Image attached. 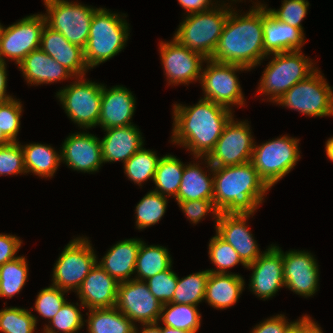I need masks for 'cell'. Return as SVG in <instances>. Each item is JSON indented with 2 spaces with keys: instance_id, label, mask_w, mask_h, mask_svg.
<instances>
[{
  "instance_id": "32",
  "label": "cell",
  "mask_w": 333,
  "mask_h": 333,
  "mask_svg": "<svg viewBox=\"0 0 333 333\" xmlns=\"http://www.w3.org/2000/svg\"><path fill=\"white\" fill-rule=\"evenodd\" d=\"M87 323L88 333H134L135 326L116 307L89 309Z\"/></svg>"
},
{
  "instance_id": "17",
  "label": "cell",
  "mask_w": 333,
  "mask_h": 333,
  "mask_svg": "<svg viewBox=\"0 0 333 333\" xmlns=\"http://www.w3.org/2000/svg\"><path fill=\"white\" fill-rule=\"evenodd\" d=\"M246 268L252 270L248 286L261 300L271 299L280 288L285 287L282 249L275 244H271Z\"/></svg>"
},
{
  "instance_id": "21",
  "label": "cell",
  "mask_w": 333,
  "mask_h": 333,
  "mask_svg": "<svg viewBox=\"0 0 333 333\" xmlns=\"http://www.w3.org/2000/svg\"><path fill=\"white\" fill-rule=\"evenodd\" d=\"M119 283L97 263L84 278L78 290L81 308H111L116 306Z\"/></svg>"
},
{
  "instance_id": "8",
  "label": "cell",
  "mask_w": 333,
  "mask_h": 333,
  "mask_svg": "<svg viewBox=\"0 0 333 333\" xmlns=\"http://www.w3.org/2000/svg\"><path fill=\"white\" fill-rule=\"evenodd\" d=\"M333 87L317 69L286 91L275 103L310 117L333 116Z\"/></svg>"
},
{
  "instance_id": "33",
  "label": "cell",
  "mask_w": 333,
  "mask_h": 333,
  "mask_svg": "<svg viewBox=\"0 0 333 333\" xmlns=\"http://www.w3.org/2000/svg\"><path fill=\"white\" fill-rule=\"evenodd\" d=\"M185 164L174 155H165L160 158L153 183V191L165 196H177V192L182 180Z\"/></svg>"
},
{
  "instance_id": "11",
  "label": "cell",
  "mask_w": 333,
  "mask_h": 333,
  "mask_svg": "<svg viewBox=\"0 0 333 333\" xmlns=\"http://www.w3.org/2000/svg\"><path fill=\"white\" fill-rule=\"evenodd\" d=\"M87 237L71 240L57 259L52 274V284L67 292H76L97 263V256Z\"/></svg>"
},
{
  "instance_id": "1",
  "label": "cell",
  "mask_w": 333,
  "mask_h": 333,
  "mask_svg": "<svg viewBox=\"0 0 333 333\" xmlns=\"http://www.w3.org/2000/svg\"><path fill=\"white\" fill-rule=\"evenodd\" d=\"M173 105L171 143L187 148L193 157H207L234 116L233 110L202 97L193 106Z\"/></svg>"
},
{
  "instance_id": "25",
  "label": "cell",
  "mask_w": 333,
  "mask_h": 333,
  "mask_svg": "<svg viewBox=\"0 0 333 333\" xmlns=\"http://www.w3.org/2000/svg\"><path fill=\"white\" fill-rule=\"evenodd\" d=\"M105 136L100 140L103 163L130 159L142 146V133L136 125L104 129Z\"/></svg>"
},
{
  "instance_id": "57",
  "label": "cell",
  "mask_w": 333,
  "mask_h": 333,
  "mask_svg": "<svg viewBox=\"0 0 333 333\" xmlns=\"http://www.w3.org/2000/svg\"><path fill=\"white\" fill-rule=\"evenodd\" d=\"M11 141L2 133L0 129V147L10 144Z\"/></svg>"
},
{
  "instance_id": "41",
  "label": "cell",
  "mask_w": 333,
  "mask_h": 333,
  "mask_svg": "<svg viewBox=\"0 0 333 333\" xmlns=\"http://www.w3.org/2000/svg\"><path fill=\"white\" fill-rule=\"evenodd\" d=\"M68 301L61 307L59 312L52 318L48 325L44 326L43 333H78L85 325V320L80 311V305Z\"/></svg>"
},
{
  "instance_id": "16",
  "label": "cell",
  "mask_w": 333,
  "mask_h": 333,
  "mask_svg": "<svg viewBox=\"0 0 333 333\" xmlns=\"http://www.w3.org/2000/svg\"><path fill=\"white\" fill-rule=\"evenodd\" d=\"M162 305L150 292L145 281L132 279L118 285L115 307L134 324L157 323Z\"/></svg>"
},
{
  "instance_id": "12",
  "label": "cell",
  "mask_w": 333,
  "mask_h": 333,
  "mask_svg": "<svg viewBox=\"0 0 333 333\" xmlns=\"http://www.w3.org/2000/svg\"><path fill=\"white\" fill-rule=\"evenodd\" d=\"M206 62V68L202 69L199 82L204 92L203 99L213 101L231 110L232 106L245 105L246 99L236 73L250 70L240 65L218 63L211 59H207Z\"/></svg>"
},
{
  "instance_id": "26",
  "label": "cell",
  "mask_w": 333,
  "mask_h": 333,
  "mask_svg": "<svg viewBox=\"0 0 333 333\" xmlns=\"http://www.w3.org/2000/svg\"><path fill=\"white\" fill-rule=\"evenodd\" d=\"M23 78L31 86L51 84L75 76L40 48L31 51L18 65Z\"/></svg>"
},
{
  "instance_id": "39",
  "label": "cell",
  "mask_w": 333,
  "mask_h": 333,
  "mask_svg": "<svg viewBox=\"0 0 333 333\" xmlns=\"http://www.w3.org/2000/svg\"><path fill=\"white\" fill-rule=\"evenodd\" d=\"M208 249L209 259L211 263L217 267V269H207L211 273H232L229 272L228 269L235 267L240 263L244 268L247 267L235 249L229 243L224 241L217 233L210 239Z\"/></svg>"
},
{
  "instance_id": "3",
  "label": "cell",
  "mask_w": 333,
  "mask_h": 333,
  "mask_svg": "<svg viewBox=\"0 0 333 333\" xmlns=\"http://www.w3.org/2000/svg\"><path fill=\"white\" fill-rule=\"evenodd\" d=\"M213 177V201L220 213L253 215L270 190L251 162L213 167Z\"/></svg>"
},
{
  "instance_id": "37",
  "label": "cell",
  "mask_w": 333,
  "mask_h": 333,
  "mask_svg": "<svg viewBox=\"0 0 333 333\" xmlns=\"http://www.w3.org/2000/svg\"><path fill=\"white\" fill-rule=\"evenodd\" d=\"M208 276L209 271L203 270L181 279L178 277L171 303L198 306L200 302L204 301Z\"/></svg>"
},
{
  "instance_id": "20",
  "label": "cell",
  "mask_w": 333,
  "mask_h": 333,
  "mask_svg": "<svg viewBox=\"0 0 333 333\" xmlns=\"http://www.w3.org/2000/svg\"><path fill=\"white\" fill-rule=\"evenodd\" d=\"M251 216L252 214L220 213L215 229L216 233L235 249L246 265L256 261L262 254L247 226Z\"/></svg>"
},
{
  "instance_id": "29",
  "label": "cell",
  "mask_w": 333,
  "mask_h": 333,
  "mask_svg": "<svg viewBox=\"0 0 333 333\" xmlns=\"http://www.w3.org/2000/svg\"><path fill=\"white\" fill-rule=\"evenodd\" d=\"M244 286L239 274L209 272L204 300L213 308L225 310L238 302Z\"/></svg>"
},
{
  "instance_id": "52",
  "label": "cell",
  "mask_w": 333,
  "mask_h": 333,
  "mask_svg": "<svg viewBox=\"0 0 333 333\" xmlns=\"http://www.w3.org/2000/svg\"><path fill=\"white\" fill-rule=\"evenodd\" d=\"M322 328L312 320L310 316L304 315V333H323Z\"/></svg>"
},
{
  "instance_id": "35",
  "label": "cell",
  "mask_w": 333,
  "mask_h": 333,
  "mask_svg": "<svg viewBox=\"0 0 333 333\" xmlns=\"http://www.w3.org/2000/svg\"><path fill=\"white\" fill-rule=\"evenodd\" d=\"M28 263L25 256L0 266V297L12 298L21 292L28 279Z\"/></svg>"
},
{
  "instance_id": "31",
  "label": "cell",
  "mask_w": 333,
  "mask_h": 333,
  "mask_svg": "<svg viewBox=\"0 0 333 333\" xmlns=\"http://www.w3.org/2000/svg\"><path fill=\"white\" fill-rule=\"evenodd\" d=\"M170 252L164 246L148 245L141 242L135 263L134 279L145 281L158 273L168 270L173 262Z\"/></svg>"
},
{
  "instance_id": "14",
  "label": "cell",
  "mask_w": 333,
  "mask_h": 333,
  "mask_svg": "<svg viewBox=\"0 0 333 333\" xmlns=\"http://www.w3.org/2000/svg\"><path fill=\"white\" fill-rule=\"evenodd\" d=\"M46 24L44 15L26 16L8 27H1L0 60L15 61L17 66L33 50L40 48L41 33Z\"/></svg>"
},
{
  "instance_id": "34",
  "label": "cell",
  "mask_w": 333,
  "mask_h": 333,
  "mask_svg": "<svg viewBox=\"0 0 333 333\" xmlns=\"http://www.w3.org/2000/svg\"><path fill=\"white\" fill-rule=\"evenodd\" d=\"M197 306L189 304L166 303L162 305L158 322L164 326L197 333L201 326V314Z\"/></svg>"
},
{
  "instance_id": "53",
  "label": "cell",
  "mask_w": 333,
  "mask_h": 333,
  "mask_svg": "<svg viewBox=\"0 0 333 333\" xmlns=\"http://www.w3.org/2000/svg\"><path fill=\"white\" fill-rule=\"evenodd\" d=\"M142 330H138V327L135 326L134 333H163L162 326L159 325V322L152 324H141Z\"/></svg>"
},
{
  "instance_id": "4",
  "label": "cell",
  "mask_w": 333,
  "mask_h": 333,
  "mask_svg": "<svg viewBox=\"0 0 333 333\" xmlns=\"http://www.w3.org/2000/svg\"><path fill=\"white\" fill-rule=\"evenodd\" d=\"M126 14L98 8L93 14L90 33L84 48V58L89 69L113 58L121 52L130 36Z\"/></svg>"
},
{
  "instance_id": "49",
  "label": "cell",
  "mask_w": 333,
  "mask_h": 333,
  "mask_svg": "<svg viewBox=\"0 0 333 333\" xmlns=\"http://www.w3.org/2000/svg\"><path fill=\"white\" fill-rule=\"evenodd\" d=\"M284 314L269 317L255 325L251 333H284L286 328L292 323L288 322Z\"/></svg>"
},
{
  "instance_id": "38",
  "label": "cell",
  "mask_w": 333,
  "mask_h": 333,
  "mask_svg": "<svg viewBox=\"0 0 333 333\" xmlns=\"http://www.w3.org/2000/svg\"><path fill=\"white\" fill-rule=\"evenodd\" d=\"M167 197L150 190L135 207L136 228L143 230L157 224L166 213Z\"/></svg>"
},
{
  "instance_id": "51",
  "label": "cell",
  "mask_w": 333,
  "mask_h": 333,
  "mask_svg": "<svg viewBox=\"0 0 333 333\" xmlns=\"http://www.w3.org/2000/svg\"><path fill=\"white\" fill-rule=\"evenodd\" d=\"M7 64L0 60V104L13 98L10 94L7 95Z\"/></svg>"
},
{
  "instance_id": "50",
  "label": "cell",
  "mask_w": 333,
  "mask_h": 333,
  "mask_svg": "<svg viewBox=\"0 0 333 333\" xmlns=\"http://www.w3.org/2000/svg\"><path fill=\"white\" fill-rule=\"evenodd\" d=\"M179 5L187 12L185 15L192 13L205 12L212 9L216 3L212 0H178ZM212 5V6H211Z\"/></svg>"
},
{
  "instance_id": "19",
  "label": "cell",
  "mask_w": 333,
  "mask_h": 333,
  "mask_svg": "<svg viewBox=\"0 0 333 333\" xmlns=\"http://www.w3.org/2000/svg\"><path fill=\"white\" fill-rule=\"evenodd\" d=\"M100 138L89 132L69 135L60 151L61 162L84 173L98 172L103 164Z\"/></svg>"
},
{
  "instance_id": "42",
  "label": "cell",
  "mask_w": 333,
  "mask_h": 333,
  "mask_svg": "<svg viewBox=\"0 0 333 333\" xmlns=\"http://www.w3.org/2000/svg\"><path fill=\"white\" fill-rule=\"evenodd\" d=\"M65 293L68 292L53 285L45 287L39 291L33 309L49 322L65 304Z\"/></svg>"
},
{
  "instance_id": "36",
  "label": "cell",
  "mask_w": 333,
  "mask_h": 333,
  "mask_svg": "<svg viewBox=\"0 0 333 333\" xmlns=\"http://www.w3.org/2000/svg\"><path fill=\"white\" fill-rule=\"evenodd\" d=\"M160 156L155 151L143 146L124 163V173L130 181L142 187V183L149 179L154 180Z\"/></svg>"
},
{
  "instance_id": "15",
  "label": "cell",
  "mask_w": 333,
  "mask_h": 333,
  "mask_svg": "<svg viewBox=\"0 0 333 333\" xmlns=\"http://www.w3.org/2000/svg\"><path fill=\"white\" fill-rule=\"evenodd\" d=\"M161 64L169 85L186 84L201 80L203 63L206 58L189 50L172 38V41L159 43Z\"/></svg>"
},
{
  "instance_id": "56",
  "label": "cell",
  "mask_w": 333,
  "mask_h": 333,
  "mask_svg": "<svg viewBox=\"0 0 333 333\" xmlns=\"http://www.w3.org/2000/svg\"><path fill=\"white\" fill-rule=\"evenodd\" d=\"M162 332L163 333H192V332H187L181 329H174L173 327H169V326H164L162 325Z\"/></svg>"
},
{
  "instance_id": "55",
  "label": "cell",
  "mask_w": 333,
  "mask_h": 333,
  "mask_svg": "<svg viewBox=\"0 0 333 333\" xmlns=\"http://www.w3.org/2000/svg\"><path fill=\"white\" fill-rule=\"evenodd\" d=\"M327 157L333 162V137H330L325 143Z\"/></svg>"
},
{
  "instance_id": "54",
  "label": "cell",
  "mask_w": 333,
  "mask_h": 333,
  "mask_svg": "<svg viewBox=\"0 0 333 333\" xmlns=\"http://www.w3.org/2000/svg\"><path fill=\"white\" fill-rule=\"evenodd\" d=\"M284 333H304V316L296 321H293L285 330Z\"/></svg>"
},
{
  "instance_id": "45",
  "label": "cell",
  "mask_w": 333,
  "mask_h": 333,
  "mask_svg": "<svg viewBox=\"0 0 333 333\" xmlns=\"http://www.w3.org/2000/svg\"><path fill=\"white\" fill-rule=\"evenodd\" d=\"M310 3L308 0H283L278 10L267 7V11L277 20L285 22L304 32L301 22L307 15Z\"/></svg>"
},
{
  "instance_id": "10",
  "label": "cell",
  "mask_w": 333,
  "mask_h": 333,
  "mask_svg": "<svg viewBox=\"0 0 333 333\" xmlns=\"http://www.w3.org/2000/svg\"><path fill=\"white\" fill-rule=\"evenodd\" d=\"M46 25L60 32L70 43L85 48L93 14L98 8L68 0H43Z\"/></svg>"
},
{
  "instance_id": "13",
  "label": "cell",
  "mask_w": 333,
  "mask_h": 333,
  "mask_svg": "<svg viewBox=\"0 0 333 333\" xmlns=\"http://www.w3.org/2000/svg\"><path fill=\"white\" fill-rule=\"evenodd\" d=\"M250 125L236 121L234 116L225 125L215 148L207 156L212 167H226L250 162L254 149V138Z\"/></svg>"
},
{
  "instance_id": "44",
  "label": "cell",
  "mask_w": 333,
  "mask_h": 333,
  "mask_svg": "<svg viewBox=\"0 0 333 333\" xmlns=\"http://www.w3.org/2000/svg\"><path fill=\"white\" fill-rule=\"evenodd\" d=\"M145 280L153 296L161 303H171L177 286L178 275L171 269Z\"/></svg>"
},
{
  "instance_id": "28",
  "label": "cell",
  "mask_w": 333,
  "mask_h": 333,
  "mask_svg": "<svg viewBox=\"0 0 333 333\" xmlns=\"http://www.w3.org/2000/svg\"><path fill=\"white\" fill-rule=\"evenodd\" d=\"M197 160L203 159L205 165L210 171L207 174L196 162L185 164L182 180L177 192L175 201H189L200 199H213L214 195V177L213 167L207 157H194ZM212 172V173H211ZM211 175V176H210Z\"/></svg>"
},
{
  "instance_id": "5",
  "label": "cell",
  "mask_w": 333,
  "mask_h": 333,
  "mask_svg": "<svg viewBox=\"0 0 333 333\" xmlns=\"http://www.w3.org/2000/svg\"><path fill=\"white\" fill-rule=\"evenodd\" d=\"M232 5L216 4L212 9L186 15L173 38L189 50L211 59Z\"/></svg>"
},
{
  "instance_id": "6",
  "label": "cell",
  "mask_w": 333,
  "mask_h": 333,
  "mask_svg": "<svg viewBox=\"0 0 333 333\" xmlns=\"http://www.w3.org/2000/svg\"><path fill=\"white\" fill-rule=\"evenodd\" d=\"M301 50L270 54L273 58L264 68L257 92L275 102L296 83L305 80L317 68Z\"/></svg>"
},
{
  "instance_id": "2",
  "label": "cell",
  "mask_w": 333,
  "mask_h": 333,
  "mask_svg": "<svg viewBox=\"0 0 333 333\" xmlns=\"http://www.w3.org/2000/svg\"><path fill=\"white\" fill-rule=\"evenodd\" d=\"M263 37V3L255 2L248 12L240 15L232 7L211 60L251 70L268 59Z\"/></svg>"
},
{
  "instance_id": "46",
  "label": "cell",
  "mask_w": 333,
  "mask_h": 333,
  "mask_svg": "<svg viewBox=\"0 0 333 333\" xmlns=\"http://www.w3.org/2000/svg\"><path fill=\"white\" fill-rule=\"evenodd\" d=\"M26 174L21 143L11 142L0 147V176Z\"/></svg>"
},
{
  "instance_id": "27",
  "label": "cell",
  "mask_w": 333,
  "mask_h": 333,
  "mask_svg": "<svg viewBox=\"0 0 333 333\" xmlns=\"http://www.w3.org/2000/svg\"><path fill=\"white\" fill-rule=\"evenodd\" d=\"M141 242L138 238L121 240L109 248L97 264L118 283L132 280Z\"/></svg>"
},
{
  "instance_id": "18",
  "label": "cell",
  "mask_w": 333,
  "mask_h": 333,
  "mask_svg": "<svg viewBox=\"0 0 333 333\" xmlns=\"http://www.w3.org/2000/svg\"><path fill=\"white\" fill-rule=\"evenodd\" d=\"M285 288L302 297H312L318 292L319 265L308 251H282Z\"/></svg>"
},
{
  "instance_id": "30",
  "label": "cell",
  "mask_w": 333,
  "mask_h": 333,
  "mask_svg": "<svg viewBox=\"0 0 333 333\" xmlns=\"http://www.w3.org/2000/svg\"><path fill=\"white\" fill-rule=\"evenodd\" d=\"M24 165L27 173H33L40 178H52L60 163V152H56L51 145L29 143L21 145ZM59 153V154H58Z\"/></svg>"
},
{
  "instance_id": "9",
  "label": "cell",
  "mask_w": 333,
  "mask_h": 333,
  "mask_svg": "<svg viewBox=\"0 0 333 333\" xmlns=\"http://www.w3.org/2000/svg\"><path fill=\"white\" fill-rule=\"evenodd\" d=\"M56 93L68 118L79 128L98 126L102 100V83H95L84 77H76ZM85 128V129H84Z\"/></svg>"
},
{
  "instance_id": "22",
  "label": "cell",
  "mask_w": 333,
  "mask_h": 333,
  "mask_svg": "<svg viewBox=\"0 0 333 333\" xmlns=\"http://www.w3.org/2000/svg\"><path fill=\"white\" fill-rule=\"evenodd\" d=\"M136 98L126 87L116 85L112 88L102 86V100L98 125L104 130L113 127L132 125Z\"/></svg>"
},
{
  "instance_id": "23",
  "label": "cell",
  "mask_w": 333,
  "mask_h": 333,
  "mask_svg": "<svg viewBox=\"0 0 333 333\" xmlns=\"http://www.w3.org/2000/svg\"><path fill=\"white\" fill-rule=\"evenodd\" d=\"M40 49L63 65L76 77H84L89 70L84 49L70 43L60 32L46 24L41 33Z\"/></svg>"
},
{
  "instance_id": "47",
  "label": "cell",
  "mask_w": 333,
  "mask_h": 333,
  "mask_svg": "<svg viewBox=\"0 0 333 333\" xmlns=\"http://www.w3.org/2000/svg\"><path fill=\"white\" fill-rule=\"evenodd\" d=\"M180 209L187 216V219L197 224L206 215L212 213V217L215 219V229L217 225V219L220 214L216 208L213 199H200V200H189V201H176ZM209 213V214H208Z\"/></svg>"
},
{
  "instance_id": "48",
  "label": "cell",
  "mask_w": 333,
  "mask_h": 333,
  "mask_svg": "<svg viewBox=\"0 0 333 333\" xmlns=\"http://www.w3.org/2000/svg\"><path fill=\"white\" fill-rule=\"evenodd\" d=\"M21 244L20 237L0 233V266L19 257L16 254Z\"/></svg>"
},
{
  "instance_id": "40",
  "label": "cell",
  "mask_w": 333,
  "mask_h": 333,
  "mask_svg": "<svg viewBox=\"0 0 333 333\" xmlns=\"http://www.w3.org/2000/svg\"><path fill=\"white\" fill-rule=\"evenodd\" d=\"M37 321V317L25 308L11 306L0 310L2 333H34Z\"/></svg>"
},
{
  "instance_id": "7",
  "label": "cell",
  "mask_w": 333,
  "mask_h": 333,
  "mask_svg": "<svg viewBox=\"0 0 333 333\" xmlns=\"http://www.w3.org/2000/svg\"><path fill=\"white\" fill-rule=\"evenodd\" d=\"M299 140L286 135L254 144L250 162L270 188L289 174L301 158Z\"/></svg>"
},
{
  "instance_id": "24",
  "label": "cell",
  "mask_w": 333,
  "mask_h": 333,
  "mask_svg": "<svg viewBox=\"0 0 333 333\" xmlns=\"http://www.w3.org/2000/svg\"><path fill=\"white\" fill-rule=\"evenodd\" d=\"M263 4V44L264 52L269 55L301 50L305 44V34L301 29L277 20Z\"/></svg>"
},
{
  "instance_id": "43",
  "label": "cell",
  "mask_w": 333,
  "mask_h": 333,
  "mask_svg": "<svg viewBox=\"0 0 333 333\" xmlns=\"http://www.w3.org/2000/svg\"><path fill=\"white\" fill-rule=\"evenodd\" d=\"M22 107V102L14 97L0 104V129L11 142H18Z\"/></svg>"
}]
</instances>
